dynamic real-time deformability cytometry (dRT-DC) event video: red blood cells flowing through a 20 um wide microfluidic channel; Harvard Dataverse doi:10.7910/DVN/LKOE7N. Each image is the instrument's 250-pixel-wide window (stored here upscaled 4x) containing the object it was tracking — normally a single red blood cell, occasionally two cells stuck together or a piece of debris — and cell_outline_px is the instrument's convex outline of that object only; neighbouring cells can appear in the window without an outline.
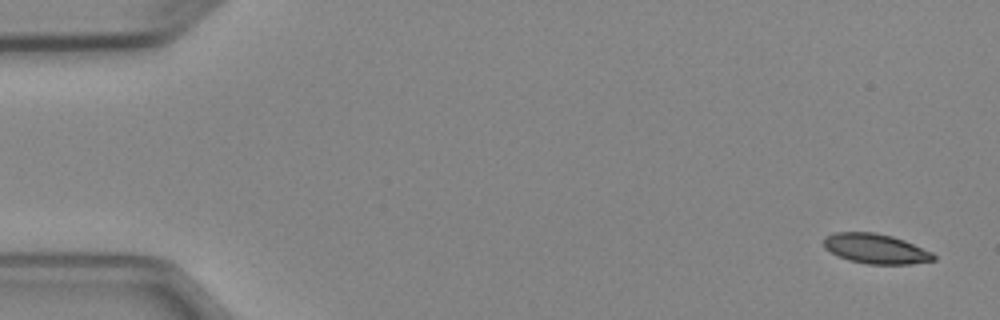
{"species": "Egyptian fruit bat (a non-hibernating species)", "species_latin": "Rousettus aegyptiacus", "temperature_condition": "cold", "stored_images_in_passage": 3, "camera_frame_rate_fps": 3000, "um_per_image_px": 0.085, "animal": {"sex": "female"}, "frame": {"image": 1, "passage_image": 1, "time_ms": 0.0, "image_size_px": [1000, 320], "cell_outline_px": [[936, 260], [912, 264], [868, 264], [848, 260], [824, 248], [824, 236], [832, 232], [876, 232], [892, 236], [904, 240], [932, 252], [936, 256]], "centroid_in_image_um": [74.44, 21.13], "position_along_channel_um": 10.6, "area_um2": 19.19}}